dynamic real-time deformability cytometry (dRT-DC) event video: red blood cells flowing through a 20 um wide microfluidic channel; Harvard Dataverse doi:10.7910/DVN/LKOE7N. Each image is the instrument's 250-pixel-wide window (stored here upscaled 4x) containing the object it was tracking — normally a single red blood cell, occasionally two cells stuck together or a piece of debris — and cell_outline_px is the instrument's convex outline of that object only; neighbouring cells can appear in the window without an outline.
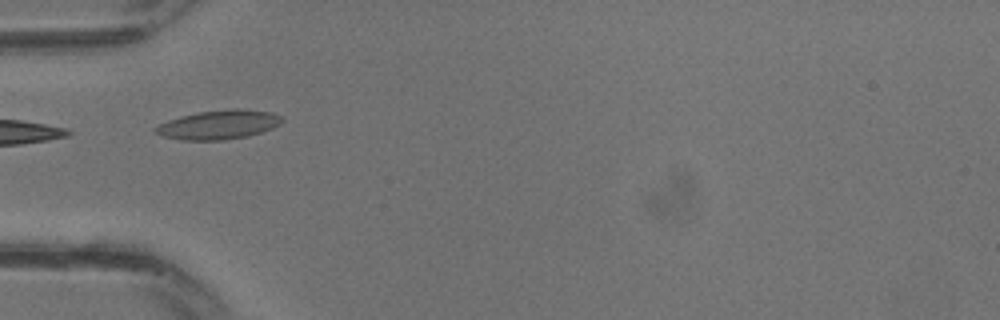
{"species": "common noctule bat (a hibernating species)", "species_latin": "Nyctalus noctula", "temperature_condition": "warm", "stored_images_in_passage": 17, "camera_frame_rate_fps": 3000, "um_per_image_px": 0.085, "animal": {"sex": "male", "body_mass_g": 13.3}, "frame": {"image": 1, "passage_image": 10, "time_ms": 3.0, "image_size_px": [1000, 320], "cell_outline_px": [[284, 120], [280, 124], [272, 128], [248, 136], [224, 140], [180, 140], [160, 136], [152, 132], [152, 128], [168, 120], [180, 116], [200, 112], [232, 108], [236, 108], [268, 112], [284, 116]], "centroid_in_image_um": [18.55, 10.61], "position_along_channel_um": 66.5, "area_um2": 21.62}}
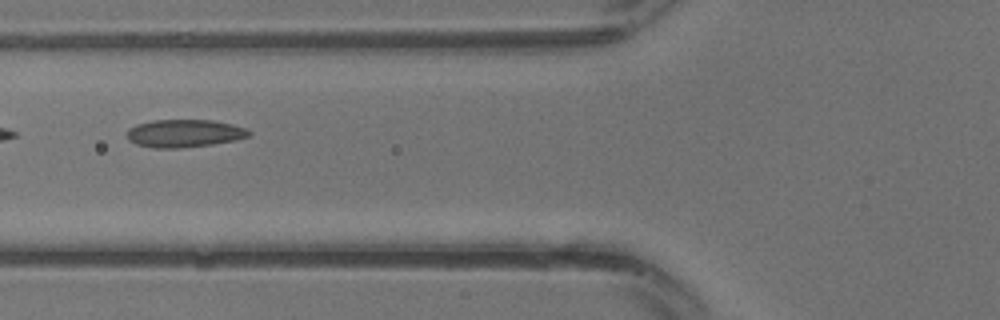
{"frame": {"image": 2, "passage_image": 12, "time_ms": 3.667, "image_size_px": [1000, 320], "cell_outline_px": [[252, 132], [248, 136], [236, 140], [212, 144], [180, 148], [152, 148], [136, 144], [128, 140], [128, 128], [136, 124], [152, 120], [212, 120], [232, 124], [248, 128]], "centroid_in_image_um": [15.67, 11.33], "position_along_channel_um": 110.1, "area_um2": 19.88}}